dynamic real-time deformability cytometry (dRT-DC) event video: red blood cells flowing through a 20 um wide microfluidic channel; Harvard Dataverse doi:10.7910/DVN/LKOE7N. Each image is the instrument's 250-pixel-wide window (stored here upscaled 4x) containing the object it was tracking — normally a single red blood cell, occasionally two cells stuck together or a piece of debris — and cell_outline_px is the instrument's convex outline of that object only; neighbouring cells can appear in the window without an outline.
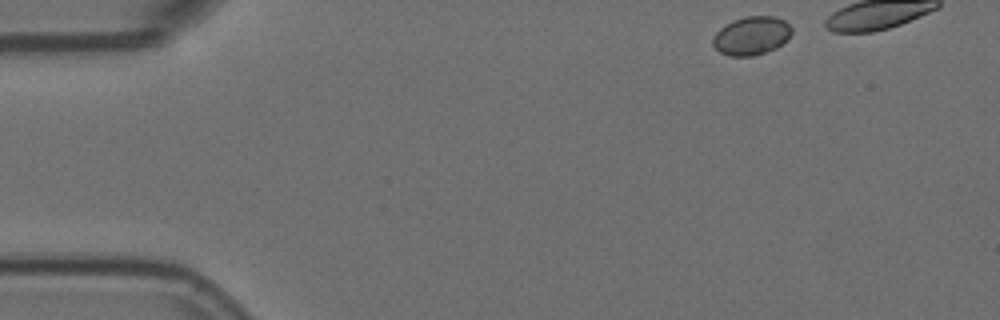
{"species": "Egyptian fruit bat (a non-hibernating species)", "species_latin": "Rousettus aegyptiacus", "temperature_condition": "room temperature", "stored_images_in_passage": 6, "camera_frame_rate_fps": 3000, "um_per_image_px": 0.085, "animal": {"sex": "female"}, "frame": {"image": 1, "passage_image": 1, "time_ms": 0.0, "image_size_px": [1000, 320], "cell_outline_px": [[792, 32], [776, 48], [752, 56], [732, 56], [720, 52], [712, 44], [712, 40], [716, 32], [720, 28], [732, 20], [744, 16], [776, 16], [784, 20], [792, 28]], "centroid_in_image_um": [63.85, 3.02], "position_along_channel_um": 21.1, "area_um2": 17.51}}
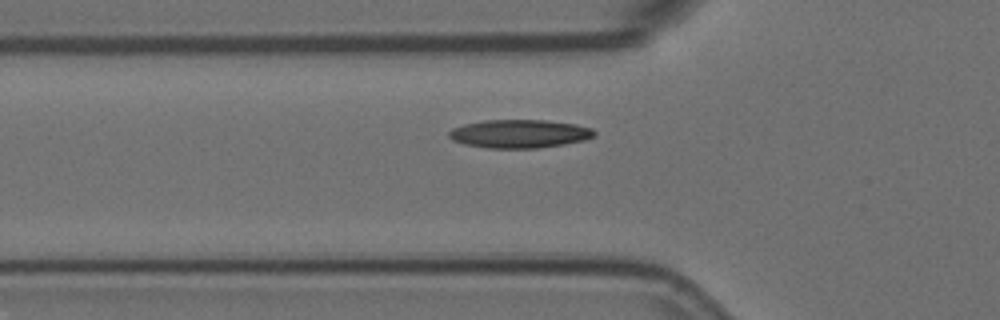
{"frame": {"image": 2, "passage_image": 5, "time_ms": 1.333, "image_size_px": [1000, 320], "cell_outline_px": [[596, 136], [584, 140], [564, 144], [536, 148], [488, 148], [464, 144], [452, 140], [448, 136], [448, 132], [452, 128], [464, 124], [484, 120], [544, 120], [576, 124], [592, 128], [596, 132]], "centroid_in_image_um": [44.15, 11.37], "position_along_channel_um": 81.6, "area_um2": 24.1}}
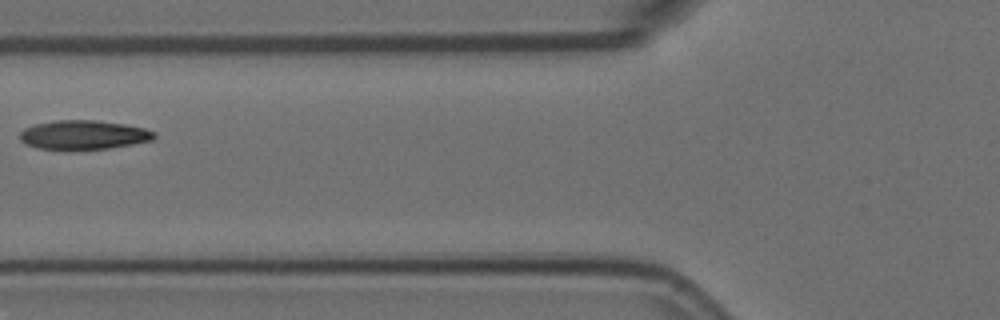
{"frame": {"image": 3, "passage_image": 6, "time_ms": 1.667, "image_size_px": [1000, 320], "cell_outline_px": [[156, 136], [152, 140], [132, 144], [108, 148], [36, 148], [24, 144], [20, 140], [20, 132], [24, 128], [36, 124], [56, 120], [96, 120], [124, 124], [144, 128], [156, 132]], "centroid_in_image_um": [7.1, 11.44], "position_along_channel_um": 118.7, "area_um2": 22.43}}